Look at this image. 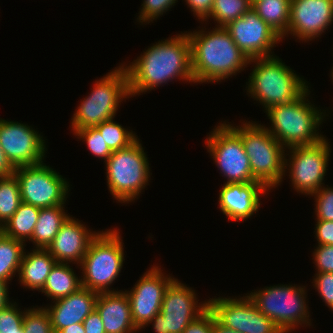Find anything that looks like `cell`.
<instances>
[{"instance_id": "cell-26", "label": "cell", "mask_w": 333, "mask_h": 333, "mask_svg": "<svg viewBox=\"0 0 333 333\" xmlns=\"http://www.w3.org/2000/svg\"><path fill=\"white\" fill-rule=\"evenodd\" d=\"M39 211V207L22 202L12 217L0 228V231L4 235L26 244L27 240L31 241Z\"/></svg>"}, {"instance_id": "cell-40", "label": "cell", "mask_w": 333, "mask_h": 333, "mask_svg": "<svg viewBox=\"0 0 333 333\" xmlns=\"http://www.w3.org/2000/svg\"><path fill=\"white\" fill-rule=\"evenodd\" d=\"M316 221L314 232L318 245H333V221Z\"/></svg>"}, {"instance_id": "cell-34", "label": "cell", "mask_w": 333, "mask_h": 333, "mask_svg": "<svg viewBox=\"0 0 333 333\" xmlns=\"http://www.w3.org/2000/svg\"><path fill=\"white\" fill-rule=\"evenodd\" d=\"M18 308L16 302L0 310V333H19L23 328L25 310ZM21 310V311H20Z\"/></svg>"}, {"instance_id": "cell-9", "label": "cell", "mask_w": 333, "mask_h": 333, "mask_svg": "<svg viewBox=\"0 0 333 333\" xmlns=\"http://www.w3.org/2000/svg\"><path fill=\"white\" fill-rule=\"evenodd\" d=\"M247 294L257 309L284 333L292 332L302 324L303 327L312 325L305 286L278 284Z\"/></svg>"}, {"instance_id": "cell-15", "label": "cell", "mask_w": 333, "mask_h": 333, "mask_svg": "<svg viewBox=\"0 0 333 333\" xmlns=\"http://www.w3.org/2000/svg\"><path fill=\"white\" fill-rule=\"evenodd\" d=\"M45 145L43 135L31 126L0 118V146L14 169L42 163Z\"/></svg>"}, {"instance_id": "cell-42", "label": "cell", "mask_w": 333, "mask_h": 333, "mask_svg": "<svg viewBox=\"0 0 333 333\" xmlns=\"http://www.w3.org/2000/svg\"><path fill=\"white\" fill-rule=\"evenodd\" d=\"M85 333H105L100 314L94 309L82 322Z\"/></svg>"}, {"instance_id": "cell-46", "label": "cell", "mask_w": 333, "mask_h": 333, "mask_svg": "<svg viewBox=\"0 0 333 333\" xmlns=\"http://www.w3.org/2000/svg\"><path fill=\"white\" fill-rule=\"evenodd\" d=\"M57 333H85V330L82 323H76L59 330Z\"/></svg>"}, {"instance_id": "cell-38", "label": "cell", "mask_w": 333, "mask_h": 333, "mask_svg": "<svg viewBox=\"0 0 333 333\" xmlns=\"http://www.w3.org/2000/svg\"><path fill=\"white\" fill-rule=\"evenodd\" d=\"M316 247L312 255L313 263H316V272L333 273V245H317Z\"/></svg>"}, {"instance_id": "cell-45", "label": "cell", "mask_w": 333, "mask_h": 333, "mask_svg": "<svg viewBox=\"0 0 333 333\" xmlns=\"http://www.w3.org/2000/svg\"><path fill=\"white\" fill-rule=\"evenodd\" d=\"M212 332L213 333H239L235 330L222 325L214 316L212 312Z\"/></svg>"}, {"instance_id": "cell-47", "label": "cell", "mask_w": 333, "mask_h": 333, "mask_svg": "<svg viewBox=\"0 0 333 333\" xmlns=\"http://www.w3.org/2000/svg\"><path fill=\"white\" fill-rule=\"evenodd\" d=\"M332 78V80H333V67H332V70H331V75H330ZM333 82V81H332Z\"/></svg>"}, {"instance_id": "cell-12", "label": "cell", "mask_w": 333, "mask_h": 333, "mask_svg": "<svg viewBox=\"0 0 333 333\" xmlns=\"http://www.w3.org/2000/svg\"><path fill=\"white\" fill-rule=\"evenodd\" d=\"M330 143L326 138L311 146L288 148L285 153L284 169L289 170L290 181L296 192L312 195L325 184L324 176L330 159ZM289 159H286V156Z\"/></svg>"}, {"instance_id": "cell-48", "label": "cell", "mask_w": 333, "mask_h": 333, "mask_svg": "<svg viewBox=\"0 0 333 333\" xmlns=\"http://www.w3.org/2000/svg\"><path fill=\"white\" fill-rule=\"evenodd\" d=\"M19 333H24V329L22 328L21 330H19Z\"/></svg>"}, {"instance_id": "cell-29", "label": "cell", "mask_w": 333, "mask_h": 333, "mask_svg": "<svg viewBox=\"0 0 333 333\" xmlns=\"http://www.w3.org/2000/svg\"><path fill=\"white\" fill-rule=\"evenodd\" d=\"M21 203L16 176L12 174L0 177V228L12 217Z\"/></svg>"}, {"instance_id": "cell-11", "label": "cell", "mask_w": 333, "mask_h": 333, "mask_svg": "<svg viewBox=\"0 0 333 333\" xmlns=\"http://www.w3.org/2000/svg\"><path fill=\"white\" fill-rule=\"evenodd\" d=\"M215 127L205 143L214 163L227 179L225 183L258 182L253 178L241 137L225 121Z\"/></svg>"}, {"instance_id": "cell-23", "label": "cell", "mask_w": 333, "mask_h": 333, "mask_svg": "<svg viewBox=\"0 0 333 333\" xmlns=\"http://www.w3.org/2000/svg\"><path fill=\"white\" fill-rule=\"evenodd\" d=\"M57 261L47 249L35 248L31 252L23 253L19 269L21 285L27 289L37 290L44 287L46 279Z\"/></svg>"}, {"instance_id": "cell-3", "label": "cell", "mask_w": 333, "mask_h": 333, "mask_svg": "<svg viewBox=\"0 0 333 333\" xmlns=\"http://www.w3.org/2000/svg\"><path fill=\"white\" fill-rule=\"evenodd\" d=\"M310 92L307 88L292 102L275 105L265 111L271 122V127L266 129L286 149L311 146L326 138L318 130L328 114L311 104L307 98Z\"/></svg>"}, {"instance_id": "cell-32", "label": "cell", "mask_w": 333, "mask_h": 333, "mask_svg": "<svg viewBox=\"0 0 333 333\" xmlns=\"http://www.w3.org/2000/svg\"><path fill=\"white\" fill-rule=\"evenodd\" d=\"M23 329L24 333H54L50 316L44 307L26 309Z\"/></svg>"}, {"instance_id": "cell-19", "label": "cell", "mask_w": 333, "mask_h": 333, "mask_svg": "<svg viewBox=\"0 0 333 333\" xmlns=\"http://www.w3.org/2000/svg\"><path fill=\"white\" fill-rule=\"evenodd\" d=\"M98 233L99 231L92 232L80 220L69 216L46 249L57 262L80 265Z\"/></svg>"}, {"instance_id": "cell-41", "label": "cell", "mask_w": 333, "mask_h": 333, "mask_svg": "<svg viewBox=\"0 0 333 333\" xmlns=\"http://www.w3.org/2000/svg\"><path fill=\"white\" fill-rule=\"evenodd\" d=\"M194 16L201 21H207L212 10L214 0H185Z\"/></svg>"}, {"instance_id": "cell-16", "label": "cell", "mask_w": 333, "mask_h": 333, "mask_svg": "<svg viewBox=\"0 0 333 333\" xmlns=\"http://www.w3.org/2000/svg\"><path fill=\"white\" fill-rule=\"evenodd\" d=\"M162 271L159 266L154 265L140 277L130 291L125 290L134 325L139 331L160 312L164 293L175 279Z\"/></svg>"}, {"instance_id": "cell-5", "label": "cell", "mask_w": 333, "mask_h": 333, "mask_svg": "<svg viewBox=\"0 0 333 333\" xmlns=\"http://www.w3.org/2000/svg\"><path fill=\"white\" fill-rule=\"evenodd\" d=\"M227 123L243 141L244 150L249 156L253 178L261 182L268 190L281 184L286 174L284 169L286 148L269 133L264 125L244 121L241 126L235 127Z\"/></svg>"}, {"instance_id": "cell-35", "label": "cell", "mask_w": 333, "mask_h": 333, "mask_svg": "<svg viewBox=\"0 0 333 333\" xmlns=\"http://www.w3.org/2000/svg\"><path fill=\"white\" fill-rule=\"evenodd\" d=\"M178 0H143L137 21L149 24L154 19L169 11ZM170 8V9H169Z\"/></svg>"}, {"instance_id": "cell-7", "label": "cell", "mask_w": 333, "mask_h": 333, "mask_svg": "<svg viewBox=\"0 0 333 333\" xmlns=\"http://www.w3.org/2000/svg\"><path fill=\"white\" fill-rule=\"evenodd\" d=\"M121 65L96 80L91 93L80 101L71 119L73 132L115 118L119 103L130 97L128 73Z\"/></svg>"}, {"instance_id": "cell-27", "label": "cell", "mask_w": 333, "mask_h": 333, "mask_svg": "<svg viewBox=\"0 0 333 333\" xmlns=\"http://www.w3.org/2000/svg\"><path fill=\"white\" fill-rule=\"evenodd\" d=\"M252 8L284 40L290 21L291 0H251Z\"/></svg>"}, {"instance_id": "cell-28", "label": "cell", "mask_w": 333, "mask_h": 333, "mask_svg": "<svg viewBox=\"0 0 333 333\" xmlns=\"http://www.w3.org/2000/svg\"><path fill=\"white\" fill-rule=\"evenodd\" d=\"M25 244L0 231V280L7 282L19 273Z\"/></svg>"}, {"instance_id": "cell-14", "label": "cell", "mask_w": 333, "mask_h": 333, "mask_svg": "<svg viewBox=\"0 0 333 333\" xmlns=\"http://www.w3.org/2000/svg\"><path fill=\"white\" fill-rule=\"evenodd\" d=\"M208 308L224 326L239 333H284L270 318L262 314L249 296L215 297L207 300Z\"/></svg>"}, {"instance_id": "cell-6", "label": "cell", "mask_w": 333, "mask_h": 333, "mask_svg": "<svg viewBox=\"0 0 333 333\" xmlns=\"http://www.w3.org/2000/svg\"><path fill=\"white\" fill-rule=\"evenodd\" d=\"M117 229L100 231L91 241L82 259L81 286L98 293L118 292L110 285L120 275L123 268V240Z\"/></svg>"}, {"instance_id": "cell-39", "label": "cell", "mask_w": 333, "mask_h": 333, "mask_svg": "<svg viewBox=\"0 0 333 333\" xmlns=\"http://www.w3.org/2000/svg\"><path fill=\"white\" fill-rule=\"evenodd\" d=\"M183 333H213L212 311L207 308L200 316L187 326Z\"/></svg>"}, {"instance_id": "cell-2", "label": "cell", "mask_w": 333, "mask_h": 333, "mask_svg": "<svg viewBox=\"0 0 333 333\" xmlns=\"http://www.w3.org/2000/svg\"><path fill=\"white\" fill-rule=\"evenodd\" d=\"M195 83L221 82L247 68L249 59L225 27L188 32ZM238 72V73H237Z\"/></svg>"}, {"instance_id": "cell-24", "label": "cell", "mask_w": 333, "mask_h": 333, "mask_svg": "<svg viewBox=\"0 0 333 333\" xmlns=\"http://www.w3.org/2000/svg\"><path fill=\"white\" fill-rule=\"evenodd\" d=\"M65 205L40 208L31 242L35 248L46 249L52 242L62 224L70 215L65 212Z\"/></svg>"}, {"instance_id": "cell-33", "label": "cell", "mask_w": 333, "mask_h": 333, "mask_svg": "<svg viewBox=\"0 0 333 333\" xmlns=\"http://www.w3.org/2000/svg\"><path fill=\"white\" fill-rule=\"evenodd\" d=\"M78 139L85 141L92 155L105 161L111 156L112 151L109 149L105 140L96 127L80 128L74 131Z\"/></svg>"}, {"instance_id": "cell-36", "label": "cell", "mask_w": 333, "mask_h": 333, "mask_svg": "<svg viewBox=\"0 0 333 333\" xmlns=\"http://www.w3.org/2000/svg\"><path fill=\"white\" fill-rule=\"evenodd\" d=\"M322 186L311 196L315 198L316 220L333 221V188Z\"/></svg>"}, {"instance_id": "cell-31", "label": "cell", "mask_w": 333, "mask_h": 333, "mask_svg": "<svg viewBox=\"0 0 333 333\" xmlns=\"http://www.w3.org/2000/svg\"><path fill=\"white\" fill-rule=\"evenodd\" d=\"M95 127L112 152L128 147L138 138L132 130L129 131L128 128H124L119 123L114 122L113 119L104 121Z\"/></svg>"}, {"instance_id": "cell-21", "label": "cell", "mask_w": 333, "mask_h": 333, "mask_svg": "<svg viewBox=\"0 0 333 333\" xmlns=\"http://www.w3.org/2000/svg\"><path fill=\"white\" fill-rule=\"evenodd\" d=\"M99 293L81 287L67 297L53 301L54 305L45 306L54 333L72 324L82 323L95 309Z\"/></svg>"}, {"instance_id": "cell-20", "label": "cell", "mask_w": 333, "mask_h": 333, "mask_svg": "<svg viewBox=\"0 0 333 333\" xmlns=\"http://www.w3.org/2000/svg\"><path fill=\"white\" fill-rule=\"evenodd\" d=\"M268 191L261 182L224 183L218 198L220 211L228 220L244 222L258 212L261 205L260 196L268 194Z\"/></svg>"}, {"instance_id": "cell-43", "label": "cell", "mask_w": 333, "mask_h": 333, "mask_svg": "<svg viewBox=\"0 0 333 333\" xmlns=\"http://www.w3.org/2000/svg\"><path fill=\"white\" fill-rule=\"evenodd\" d=\"M14 173V168L7 160L2 147L0 146V177L10 176Z\"/></svg>"}, {"instance_id": "cell-13", "label": "cell", "mask_w": 333, "mask_h": 333, "mask_svg": "<svg viewBox=\"0 0 333 333\" xmlns=\"http://www.w3.org/2000/svg\"><path fill=\"white\" fill-rule=\"evenodd\" d=\"M196 296L195 290L175 278L164 293L160 312L146 327L153 323L156 333H183L208 308V302L199 303Z\"/></svg>"}, {"instance_id": "cell-44", "label": "cell", "mask_w": 333, "mask_h": 333, "mask_svg": "<svg viewBox=\"0 0 333 333\" xmlns=\"http://www.w3.org/2000/svg\"><path fill=\"white\" fill-rule=\"evenodd\" d=\"M8 289V283L0 280V310L6 308L12 302L9 301Z\"/></svg>"}, {"instance_id": "cell-4", "label": "cell", "mask_w": 333, "mask_h": 333, "mask_svg": "<svg viewBox=\"0 0 333 333\" xmlns=\"http://www.w3.org/2000/svg\"><path fill=\"white\" fill-rule=\"evenodd\" d=\"M252 63L254 68L246 82L247 94L258 101L265 111L272 106L292 102L309 88L307 81L276 55L249 60V65Z\"/></svg>"}, {"instance_id": "cell-18", "label": "cell", "mask_w": 333, "mask_h": 333, "mask_svg": "<svg viewBox=\"0 0 333 333\" xmlns=\"http://www.w3.org/2000/svg\"><path fill=\"white\" fill-rule=\"evenodd\" d=\"M333 22V0H291L288 34L302 42L323 34ZM325 30V31H324Z\"/></svg>"}, {"instance_id": "cell-10", "label": "cell", "mask_w": 333, "mask_h": 333, "mask_svg": "<svg viewBox=\"0 0 333 333\" xmlns=\"http://www.w3.org/2000/svg\"><path fill=\"white\" fill-rule=\"evenodd\" d=\"M44 162L14 169L23 203L39 208L64 205L69 182Z\"/></svg>"}, {"instance_id": "cell-17", "label": "cell", "mask_w": 333, "mask_h": 333, "mask_svg": "<svg viewBox=\"0 0 333 333\" xmlns=\"http://www.w3.org/2000/svg\"><path fill=\"white\" fill-rule=\"evenodd\" d=\"M225 28L249 60L274 56L271 50L276 47L275 44L282 42V37L264 22L253 8Z\"/></svg>"}, {"instance_id": "cell-30", "label": "cell", "mask_w": 333, "mask_h": 333, "mask_svg": "<svg viewBox=\"0 0 333 333\" xmlns=\"http://www.w3.org/2000/svg\"><path fill=\"white\" fill-rule=\"evenodd\" d=\"M250 8L251 0H214L209 18H213L216 27H225L230 22L242 17Z\"/></svg>"}, {"instance_id": "cell-22", "label": "cell", "mask_w": 333, "mask_h": 333, "mask_svg": "<svg viewBox=\"0 0 333 333\" xmlns=\"http://www.w3.org/2000/svg\"><path fill=\"white\" fill-rule=\"evenodd\" d=\"M95 309L100 314L105 333H135L130 302L125 291L99 293Z\"/></svg>"}, {"instance_id": "cell-1", "label": "cell", "mask_w": 333, "mask_h": 333, "mask_svg": "<svg viewBox=\"0 0 333 333\" xmlns=\"http://www.w3.org/2000/svg\"><path fill=\"white\" fill-rule=\"evenodd\" d=\"M129 65L124 64L128 73L130 98L151 91L173 79L195 83L192 75L191 43L187 31L174 37L159 40L145 49Z\"/></svg>"}, {"instance_id": "cell-37", "label": "cell", "mask_w": 333, "mask_h": 333, "mask_svg": "<svg viewBox=\"0 0 333 333\" xmlns=\"http://www.w3.org/2000/svg\"><path fill=\"white\" fill-rule=\"evenodd\" d=\"M312 283L323 302L333 311V273H316Z\"/></svg>"}, {"instance_id": "cell-25", "label": "cell", "mask_w": 333, "mask_h": 333, "mask_svg": "<svg viewBox=\"0 0 333 333\" xmlns=\"http://www.w3.org/2000/svg\"><path fill=\"white\" fill-rule=\"evenodd\" d=\"M81 278L77 277L69 263L57 262L49 273L44 287L40 290L52 301L67 297L81 288Z\"/></svg>"}, {"instance_id": "cell-8", "label": "cell", "mask_w": 333, "mask_h": 333, "mask_svg": "<svg viewBox=\"0 0 333 333\" xmlns=\"http://www.w3.org/2000/svg\"><path fill=\"white\" fill-rule=\"evenodd\" d=\"M139 138L128 147L113 151L104 161L106 164L107 186L120 203L133 202L149 185L150 167Z\"/></svg>"}]
</instances>
